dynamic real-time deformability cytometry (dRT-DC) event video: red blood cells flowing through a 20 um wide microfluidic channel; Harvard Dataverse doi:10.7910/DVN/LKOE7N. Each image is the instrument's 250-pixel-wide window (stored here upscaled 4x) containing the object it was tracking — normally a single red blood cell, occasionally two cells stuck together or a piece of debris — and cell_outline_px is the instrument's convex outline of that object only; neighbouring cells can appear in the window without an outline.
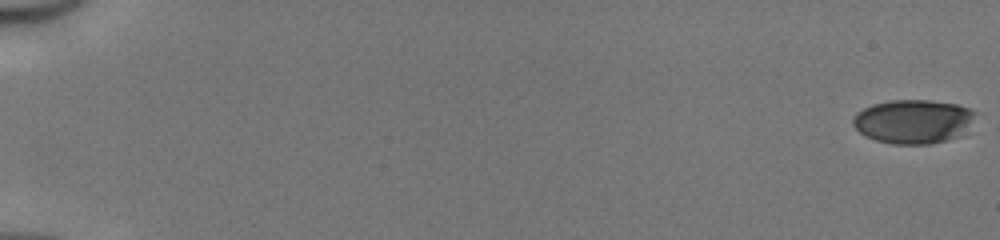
{"species": "human", "species_latin": "Homo sapiens", "temperature_condition": "cold", "stored_images_in_passage": 51, "camera_frame_rate_fps": 3000, "um_per_image_px": 0.085, "donor": {"sex": "male"}, "frame": {"image": 1, "passage_image": 1, "time_ms": 0.0, "image_size_px": [1000, 240], "cell_outline_px": [[976, 112], [960, 136], [928, 144], [892, 144], [876, 140], [864, 136], [852, 124], [852, 120], [856, 112], [872, 104], [892, 100], [928, 100], [956, 104], [968, 108]], "centroid_in_image_um": [77.56, 10.32], "position_along_channel_um": 7.4, "area_um2": 31.04}}
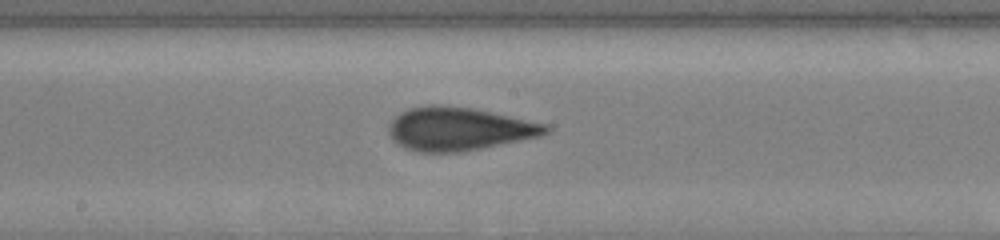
{"frame": {"image": 2, "passage_image": 30, "time_ms": 9.667, "image_size_px": [1000, 240], "cell_outline_px": [[552, 128], [548, 132], [540, 136], [460, 152], [416, 152], [404, 148], [396, 144], [392, 140], [388, 132], [388, 128], [392, 120], [400, 112], [408, 108], [428, 104], [436, 104], [472, 108], [548, 124]], "centroid_in_image_um": [38.96, 10.95], "position_along_channel_um": 209.2, "area_um2": 39.65}}
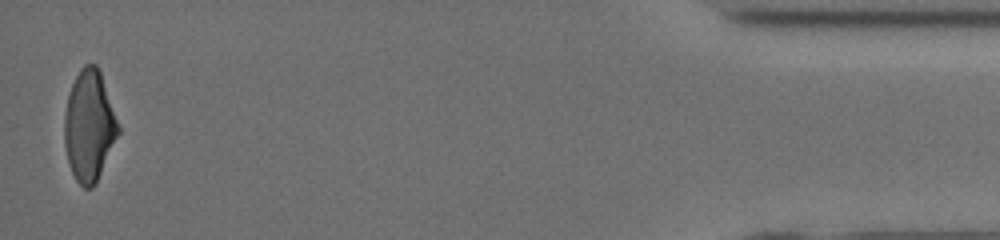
{"frame": {"image": 3, "passage_image": 51, "time_ms": 16.667, "image_size_px": [1000, 240], "cell_outline_px": [[120, 132], [96, 184], [92, 188], [84, 188], [76, 180], [68, 164], [64, 144], [64, 116], [68, 96], [72, 84], [80, 68], [84, 64], [96, 64], [100, 72], [120, 128]], "centroid_in_image_um": [7.57, 10.73], "position_along_channel_um": 427.6, "area_um2": 34.74}, "authors_computed_cell_mechanics": {"area_um2": 36.6452, "velocity_mm_per_s": 4.1873, "shape_relaxation_time_tau1_ms": 4.8822, "shape_relaxation_time_tau2_ms": 1.2137, "deformation_change_tau1": 0.1611, "deformation_change_tau2": 0.0969}}